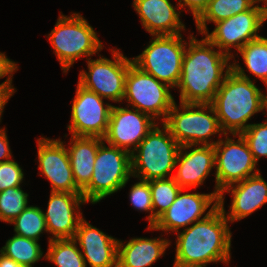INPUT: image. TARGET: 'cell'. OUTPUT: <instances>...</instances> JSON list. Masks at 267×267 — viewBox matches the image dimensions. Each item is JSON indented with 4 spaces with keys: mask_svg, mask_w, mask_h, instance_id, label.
Listing matches in <instances>:
<instances>
[{
    "mask_svg": "<svg viewBox=\"0 0 267 267\" xmlns=\"http://www.w3.org/2000/svg\"><path fill=\"white\" fill-rule=\"evenodd\" d=\"M211 104L224 134L229 131L235 138L251 125L247 122L255 113L265 110L266 95L235 60Z\"/></svg>",
    "mask_w": 267,
    "mask_h": 267,
    "instance_id": "obj_3",
    "label": "cell"
},
{
    "mask_svg": "<svg viewBox=\"0 0 267 267\" xmlns=\"http://www.w3.org/2000/svg\"><path fill=\"white\" fill-rule=\"evenodd\" d=\"M255 4L260 3L261 1L264 3L263 6L267 10V0H252Z\"/></svg>",
    "mask_w": 267,
    "mask_h": 267,
    "instance_id": "obj_39",
    "label": "cell"
},
{
    "mask_svg": "<svg viewBox=\"0 0 267 267\" xmlns=\"http://www.w3.org/2000/svg\"><path fill=\"white\" fill-rule=\"evenodd\" d=\"M174 265L206 267L208 263L231 259V231L222 209L218 206L207 218L176 232Z\"/></svg>",
    "mask_w": 267,
    "mask_h": 267,
    "instance_id": "obj_2",
    "label": "cell"
},
{
    "mask_svg": "<svg viewBox=\"0 0 267 267\" xmlns=\"http://www.w3.org/2000/svg\"><path fill=\"white\" fill-rule=\"evenodd\" d=\"M28 194L21 186L10 187L0 192V221L12 222L28 206Z\"/></svg>",
    "mask_w": 267,
    "mask_h": 267,
    "instance_id": "obj_30",
    "label": "cell"
},
{
    "mask_svg": "<svg viewBox=\"0 0 267 267\" xmlns=\"http://www.w3.org/2000/svg\"><path fill=\"white\" fill-rule=\"evenodd\" d=\"M174 102L163 124L180 146L212 145L211 136L224 132L221 129L216 111L212 104ZM220 133V134H219ZM210 139V140H209Z\"/></svg>",
    "mask_w": 267,
    "mask_h": 267,
    "instance_id": "obj_6",
    "label": "cell"
},
{
    "mask_svg": "<svg viewBox=\"0 0 267 267\" xmlns=\"http://www.w3.org/2000/svg\"><path fill=\"white\" fill-rule=\"evenodd\" d=\"M149 43L132 58L133 64L170 88L177 87L187 46L182 34L153 36Z\"/></svg>",
    "mask_w": 267,
    "mask_h": 267,
    "instance_id": "obj_8",
    "label": "cell"
},
{
    "mask_svg": "<svg viewBox=\"0 0 267 267\" xmlns=\"http://www.w3.org/2000/svg\"><path fill=\"white\" fill-rule=\"evenodd\" d=\"M133 7L152 36L177 35L185 30L180 11L170 0H133Z\"/></svg>",
    "mask_w": 267,
    "mask_h": 267,
    "instance_id": "obj_21",
    "label": "cell"
},
{
    "mask_svg": "<svg viewBox=\"0 0 267 267\" xmlns=\"http://www.w3.org/2000/svg\"><path fill=\"white\" fill-rule=\"evenodd\" d=\"M24 173L17 162L8 160L0 163V192L22 183Z\"/></svg>",
    "mask_w": 267,
    "mask_h": 267,
    "instance_id": "obj_33",
    "label": "cell"
},
{
    "mask_svg": "<svg viewBox=\"0 0 267 267\" xmlns=\"http://www.w3.org/2000/svg\"><path fill=\"white\" fill-rule=\"evenodd\" d=\"M148 114L135 108L113 106L110 111L107 132L103 138L107 144L132 153L156 121Z\"/></svg>",
    "mask_w": 267,
    "mask_h": 267,
    "instance_id": "obj_15",
    "label": "cell"
},
{
    "mask_svg": "<svg viewBox=\"0 0 267 267\" xmlns=\"http://www.w3.org/2000/svg\"><path fill=\"white\" fill-rule=\"evenodd\" d=\"M105 105V106H104ZM112 105L77 84L72 102L71 120L67 128L72 136L104 138Z\"/></svg>",
    "mask_w": 267,
    "mask_h": 267,
    "instance_id": "obj_13",
    "label": "cell"
},
{
    "mask_svg": "<svg viewBox=\"0 0 267 267\" xmlns=\"http://www.w3.org/2000/svg\"><path fill=\"white\" fill-rule=\"evenodd\" d=\"M0 267H22L13 259L6 257L0 253Z\"/></svg>",
    "mask_w": 267,
    "mask_h": 267,
    "instance_id": "obj_38",
    "label": "cell"
},
{
    "mask_svg": "<svg viewBox=\"0 0 267 267\" xmlns=\"http://www.w3.org/2000/svg\"><path fill=\"white\" fill-rule=\"evenodd\" d=\"M105 143L103 140L98 147L91 181L82 190L87 203L96 204L124 188L132 177L131 153Z\"/></svg>",
    "mask_w": 267,
    "mask_h": 267,
    "instance_id": "obj_7",
    "label": "cell"
},
{
    "mask_svg": "<svg viewBox=\"0 0 267 267\" xmlns=\"http://www.w3.org/2000/svg\"><path fill=\"white\" fill-rule=\"evenodd\" d=\"M78 243L74 239H49L44 259L57 267H86Z\"/></svg>",
    "mask_w": 267,
    "mask_h": 267,
    "instance_id": "obj_26",
    "label": "cell"
},
{
    "mask_svg": "<svg viewBox=\"0 0 267 267\" xmlns=\"http://www.w3.org/2000/svg\"><path fill=\"white\" fill-rule=\"evenodd\" d=\"M103 141L98 137L72 136L66 148L76 186L82 191L91 181L98 147Z\"/></svg>",
    "mask_w": 267,
    "mask_h": 267,
    "instance_id": "obj_23",
    "label": "cell"
},
{
    "mask_svg": "<svg viewBox=\"0 0 267 267\" xmlns=\"http://www.w3.org/2000/svg\"><path fill=\"white\" fill-rule=\"evenodd\" d=\"M38 145L40 175L51 183V192L82 193L76 186L69 155L61 139L41 137Z\"/></svg>",
    "mask_w": 267,
    "mask_h": 267,
    "instance_id": "obj_16",
    "label": "cell"
},
{
    "mask_svg": "<svg viewBox=\"0 0 267 267\" xmlns=\"http://www.w3.org/2000/svg\"><path fill=\"white\" fill-rule=\"evenodd\" d=\"M81 254L90 267H117L118 239L106 235L84 218L79 222L74 237Z\"/></svg>",
    "mask_w": 267,
    "mask_h": 267,
    "instance_id": "obj_20",
    "label": "cell"
},
{
    "mask_svg": "<svg viewBox=\"0 0 267 267\" xmlns=\"http://www.w3.org/2000/svg\"><path fill=\"white\" fill-rule=\"evenodd\" d=\"M210 0H178V9L188 7L189 11L193 14L194 20H196L203 11L207 8Z\"/></svg>",
    "mask_w": 267,
    "mask_h": 267,
    "instance_id": "obj_34",
    "label": "cell"
},
{
    "mask_svg": "<svg viewBox=\"0 0 267 267\" xmlns=\"http://www.w3.org/2000/svg\"><path fill=\"white\" fill-rule=\"evenodd\" d=\"M254 5L255 3L252 0H210L207 8L195 20L197 30L203 35L208 31L207 22L215 24L247 11Z\"/></svg>",
    "mask_w": 267,
    "mask_h": 267,
    "instance_id": "obj_24",
    "label": "cell"
},
{
    "mask_svg": "<svg viewBox=\"0 0 267 267\" xmlns=\"http://www.w3.org/2000/svg\"><path fill=\"white\" fill-rule=\"evenodd\" d=\"M0 253L13 259L22 267H33L43 257L38 241L16 234L6 241Z\"/></svg>",
    "mask_w": 267,
    "mask_h": 267,
    "instance_id": "obj_25",
    "label": "cell"
},
{
    "mask_svg": "<svg viewBox=\"0 0 267 267\" xmlns=\"http://www.w3.org/2000/svg\"><path fill=\"white\" fill-rule=\"evenodd\" d=\"M18 69L17 64L7 58L6 54L3 52H0V79L4 78L5 76H13L14 72H16Z\"/></svg>",
    "mask_w": 267,
    "mask_h": 267,
    "instance_id": "obj_36",
    "label": "cell"
},
{
    "mask_svg": "<svg viewBox=\"0 0 267 267\" xmlns=\"http://www.w3.org/2000/svg\"><path fill=\"white\" fill-rule=\"evenodd\" d=\"M153 205V225L174 203L181 187L173 177L149 180Z\"/></svg>",
    "mask_w": 267,
    "mask_h": 267,
    "instance_id": "obj_28",
    "label": "cell"
},
{
    "mask_svg": "<svg viewBox=\"0 0 267 267\" xmlns=\"http://www.w3.org/2000/svg\"><path fill=\"white\" fill-rule=\"evenodd\" d=\"M267 20V10L260 5L215 23L214 30L203 34L221 52L234 58L231 47L239 51L251 40L260 37L258 31ZM224 50V51H223Z\"/></svg>",
    "mask_w": 267,
    "mask_h": 267,
    "instance_id": "obj_12",
    "label": "cell"
},
{
    "mask_svg": "<svg viewBox=\"0 0 267 267\" xmlns=\"http://www.w3.org/2000/svg\"><path fill=\"white\" fill-rule=\"evenodd\" d=\"M177 165L178 169L175 170L177 173L173 174V179L182 189L186 190L202 186L204 180L208 177L213 167H215L214 146H181L176 159Z\"/></svg>",
    "mask_w": 267,
    "mask_h": 267,
    "instance_id": "obj_19",
    "label": "cell"
},
{
    "mask_svg": "<svg viewBox=\"0 0 267 267\" xmlns=\"http://www.w3.org/2000/svg\"><path fill=\"white\" fill-rule=\"evenodd\" d=\"M87 203L82 193L51 192L43 213L51 239H74L79 222L84 218L80 205Z\"/></svg>",
    "mask_w": 267,
    "mask_h": 267,
    "instance_id": "obj_17",
    "label": "cell"
},
{
    "mask_svg": "<svg viewBox=\"0 0 267 267\" xmlns=\"http://www.w3.org/2000/svg\"><path fill=\"white\" fill-rule=\"evenodd\" d=\"M171 241L167 238H132L128 243L118 241L117 267H150L165 250Z\"/></svg>",
    "mask_w": 267,
    "mask_h": 267,
    "instance_id": "obj_22",
    "label": "cell"
},
{
    "mask_svg": "<svg viewBox=\"0 0 267 267\" xmlns=\"http://www.w3.org/2000/svg\"><path fill=\"white\" fill-rule=\"evenodd\" d=\"M47 37L63 73H67L77 59L82 56L91 58L104 48L93 27L80 13L60 14Z\"/></svg>",
    "mask_w": 267,
    "mask_h": 267,
    "instance_id": "obj_5",
    "label": "cell"
},
{
    "mask_svg": "<svg viewBox=\"0 0 267 267\" xmlns=\"http://www.w3.org/2000/svg\"><path fill=\"white\" fill-rule=\"evenodd\" d=\"M148 132L137 148L131 153L132 177L152 180L173 177L180 145L161 123Z\"/></svg>",
    "mask_w": 267,
    "mask_h": 267,
    "instance_id": "obj_4",
    "label": "cell"
},
{
    "mask_svg": "<svg viewBox=\"0 0 267 267\" xmlns=\"http://www.w3.org/2000/svg\"><path fill=\"white\" fill-rule=\"evenodd\" d=\"M130 204L140 211H149V216L147 217L149 221V227H153V205L151 190L149 187V182L140 179V182L132 185L129 193Z\"/></svg>",
    "mask_w": 267,
    "mask_h": 267,
    "instance_id": "obj_32",
    "label": "cell"
},
{
    "mask_svg": "<svg viewBox=\"0 0 267 267\" xmlns=\"http://www.w3.org/2000/svg\"><path fill=\"white\" fill-rule=\"evenodd\" d=\"M183 191L185 189H181L174 203L157 219L153 227L148 226L147 230L179 232L180 228H188L194 222L207 218L219 206V197L214 192L200 194L183 193ZM210 206L211 208L203 216Z\"/></svg>",
    "mask_w": 267,
    "mask_h": 267,
    "instance_id": "obj_14",
    "label": "cell"
},
{
    "mask_svg": "<svg viewBox=\"0 0 267 267\" xmlns=\"http://www.w3.org/2000/svg\"><path fill=\"white\" fill-rule=\"evenodd\" d=\"M188 38L190 40L187 42L181 76L176 87L180 91V102L211 104L231 70L228 62L231 58L215 49L216 46L206 37L197 40L190 34Z\"/></svg>",
    "mask_w": 267,
    "mask_h": 267,
    "instance_id": "obj_1",
    "label": "cell"
},
{
    "mask_svg": "<svg viewBox=\"0 0 267 267\" xmlns=\"http://www.w3.org/2000/svg\"><path fill=\"white\" fill-rule=\"evenodd\" d=\"M12 78L13 77L10 76L0 84V122L5 105L9 98L16 92L12 85Z\"/></svg>",
    "mask_w": 267,
    "mask_h": 267,
    "instance_id": "obj_35",
    "label": "cell"
},
{
    "mask_svg": "<svg viewBox=\"0 0 267 267\" xmlns=\"http://www.w3.org/2000/svg\"><path fill=\"white\" fill-rule=\"evenodd\" d=\"M235 184L226 187L219 194V207L230 223L251 215L267 203V182L260 172ZM225 192H231L232 196L229 212H226L224 208Z\"/></svg>",
    "mask_w": 267,
    "mask_h": 267,
    "instance_id": "obj_18",
    "label": "cell"
},
{
    "mask_svg": "<svg viewBox=\"0 0 267 267\" xmlns=\"http://www.w3.org/2000/svg\"><path fill=\"white\" fill-rule=\"evenodd\" d=\"M225 135V140L218 139L215 149V190L218 197L226 187L241 182L260 172L256 169L257 163L249 149L246 140L241 134L235 141Z\"/></svg>",
    "mask_w": 267,
    "mask_h": 267,
    "instance_id": "obj_11",
    "label": "cell"
},
{
    "mask_svg": "<svg viewBox=\"0 0 267 267\" xmlns=\"http://www.w3.org/2000/svg\"><path fill=\"white\" fill-rule=\"evenodd\" d=\"M250 74H253L267 87V38L260 36L251 40L238 51Z\"/></svg>",
    "mask_w": 267,
    "mask_h": 267,
    "instance_id": "obj_27",
    "label": "cell"
},
{
    "mask_svg": "<svg viewBox=\"0 0 267 267\" xmlns=\"http://www.w3.org/2000/svg\"><path fill=\"white\" fill-rule=\"evenodd\" d=\"M11 149L5 128H0V163L11 160Z\"/></svg>",
    "mask_w": 267,
    "mask_h": 267,
    "instance_id": "obj_37",
    "label": "cell"
},
{
    "mask_svg": "<svg viewBox=\"0 0 267 267\" xmlns=\"http://www.w3.org/2000/svg\"><path fill=\"white\" fill-rule=\"evenodd\" d=\"M43 210L37 206H27L10 224H14L16 235L39 241L43 232H48Z\"/></svg>",
    "mask_w": 267,
    "mask_h": 267,
    "instance_id": "obj_29",
    "label": "cell"
},
{
    "mask_svg": "<svg viewBox=\"0 0 267 267\" xmlns=\"http://www.w3.org/2000/svg\"><path fill=\"white\" fill-rule=\"evenodd\" d=\"M113 60L102 57L92 60L87 58L88 73L80 71L78 84L96 93L103 99L122 102L125 93V80L132 58L129 59L111 49Z\"/></svg>",
    "mask_w": 267,
    "mask_h": 267,
    "instance_id": "obj_10",
    "label": "cell"
},
{
    "mask_svg": "<svg viewBox=\"0 0 267 267\" xmlns=\"http://www.w3.org/2000/svg\"><path fill=\"white\" fill-rule=\"evenodd\" d=\"M241 135L246 140L256 163L262 156L267 157V119L263 123L251 124Z\"/></svg>",
    "mask_w": 267,
    "mask_h": 267,
    "instance_id": "obj_31",
    "label": "cell"
},
{
    "mask_svg": "<svg viewBox=\"0 0 267 267\" xmlns=\"http://www.w3.org/2000/svg\"><path fill=\"white\" fill-rule=\"evenodd\" d=\"M265 110L267 112V95H266V107H265ZM267 114V113H266Z\"/></svg>",
    "mask_w": 267,
    "mask_h": 267,
    "instance_id": "obj_40",
    "label": "cell"
},
{
    "mask_svg": "<svg viewBox=\"0 0 267 267\" xmlns=\"http://www.w3.org/2000/svg\"><path fill=\"white\" fill-rule=\"evenodd\" d=\"M169 88L132 62L126 75L123 100L128 102V107L131 105L154 120L161 117L163 122L175 102Z\"/></svg>",
    "mask_w": 267,
    "mask_h": 267,
    "instance_id": "obj_9",
    "label": "cell"
}]
</instances>
